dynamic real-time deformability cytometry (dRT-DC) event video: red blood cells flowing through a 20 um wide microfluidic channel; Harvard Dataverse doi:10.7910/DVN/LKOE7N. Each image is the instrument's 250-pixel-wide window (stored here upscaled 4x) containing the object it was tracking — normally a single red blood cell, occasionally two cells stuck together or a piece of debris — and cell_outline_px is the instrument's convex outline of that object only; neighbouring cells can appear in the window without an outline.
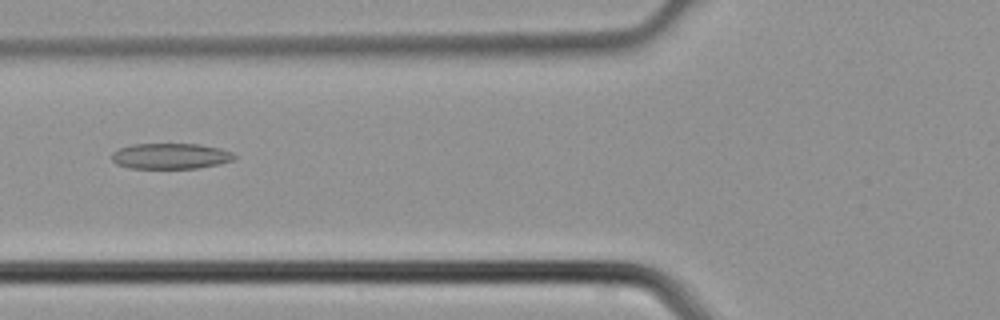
{"species": "common noctule bat (a hibernating species)", "species_latin": "Nyctalus noctula", "temperature_condition": "cold", "stored_images_in_passage": 5, "camera_frame_rate_fps": 3000, "um_per_image_px": 0.085, "animal": {"sex": "male", "body_mass_g": 21.5, "forearm_length_mm": 52.0}, "frame": {"image": 1, "passage_image": 5, "time_ms": 1.333, "image_size_px": [1000, 320], "cell_outline_px": [[236, 156], [232, 160], [220, 164], [196, 168], [132, 168], [116, 164], [112, 160], [112, 152], [120, 148], [132, 144], [200, 144], [220, 148], [232, 152]], "centroid_in_image_um": [14.5, 13.26], "position_along_channel_um": 111.3, "area_um2": 18.32}}